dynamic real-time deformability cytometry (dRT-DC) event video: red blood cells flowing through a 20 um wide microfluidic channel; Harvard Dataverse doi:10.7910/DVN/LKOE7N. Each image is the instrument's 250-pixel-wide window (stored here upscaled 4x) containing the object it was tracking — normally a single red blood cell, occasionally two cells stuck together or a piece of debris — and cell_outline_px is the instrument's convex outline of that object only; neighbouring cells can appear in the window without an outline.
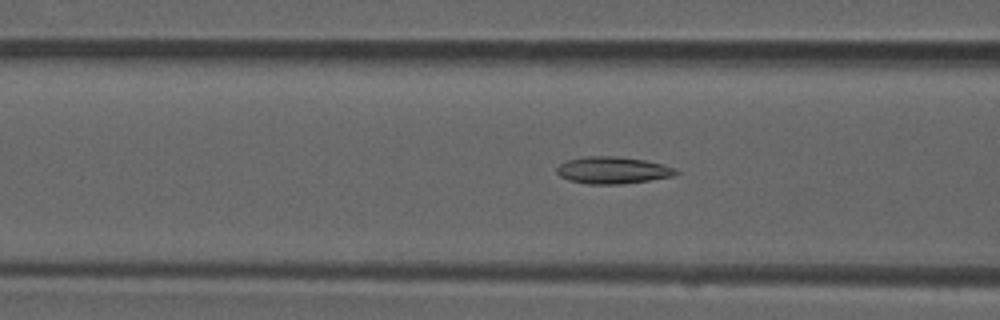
{"species": "common noctule bat (a hibernating species)", "species_latin": "Nyctalus noctula", "temperature_condition": "room temperature", "stored_images_in_passage": 52, "camera_frame_rate_fps": 3000, "um_per_image_px": 0.085, "animal": {"sex": "male", "forearm_length_mm": 52.5}, "frame": {"image": 1, "passage_image": 20, "time_ms": 6.333, "image_size_px": [1000, 320], "cell_outline_px": [[680, 172], [672, 176], [648, 180], [620, 184], [588, 184], [568, 180], [560, 176], [556, 172], [556, 168], [560, 164], [568, 160], [584, 156], [616, 156], [644, 160], [664, 164], [676, 168]], "centroid_in_image_um": [52.07, 14.46], "position_along_channel_um": 114.5, "area_um2": 18.73}}
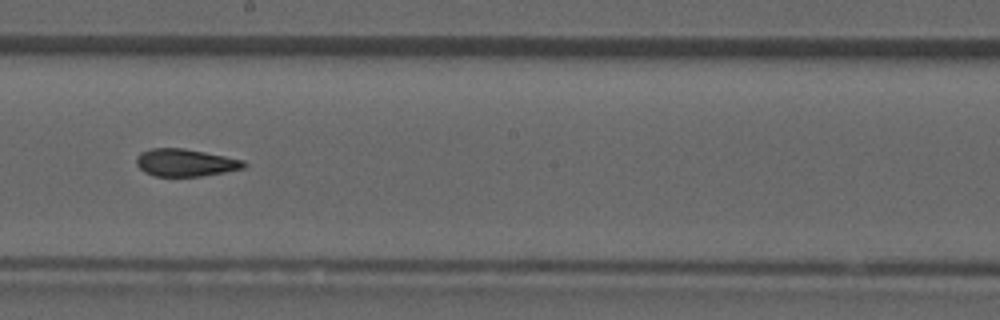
{"frame": {"image": 2, "passage_image": 29, "time_ms": 9.333, "image_size_px": [1000, 320], "cell_outline_px": [[248, 164], [244, 168], [224, 172], [200, 176], [156, 176], [144, 172], [136, 164], [136, 156], [140, 152], [152, 148], [184, 148], [244, 160]], "centroid_in_image_um": [15.74, 13.82], "position_along_channel_um": 232.5, "area_um2": 17.17}}
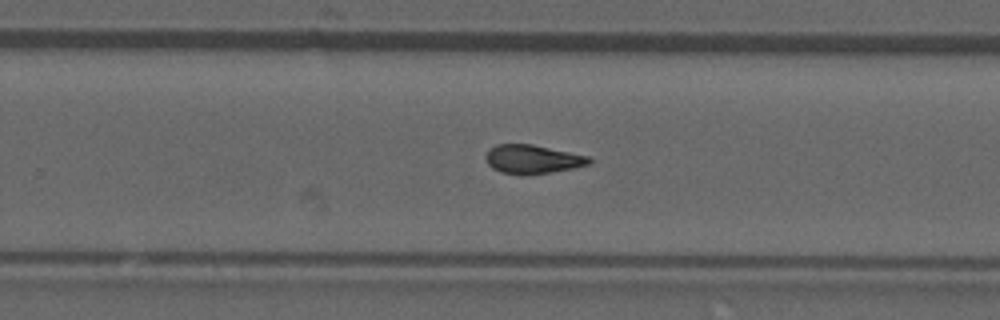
{"frame": {"image": 3, "passage_image": 33, "time_ms": 10.667, "image_size_px": [1000, 320], "cell_outline_px": [[592, 164], [572, 168], [524, 176], [520, 176], [500, 172], [492, 168], [488, 164], [484, 156], [488, 148], [496, 144], [532, 144], [588, 156], [592, 160]], "centroid_in_image_um": [45.21, 13.54], "position_along_channel_um": 284.6, "area_um2": 17.57}, "authors_computed_cell_mechanics": {"area_um2": 17.6868, "velocity_mm_per_s": 3.9298, "shape_relaxation_time_tau1_ms": null, "shape_relaxation_time_tau2_ms": 2.832, "deformation_change_tau1": null, "deformation_change_tau2": 0.1075}}